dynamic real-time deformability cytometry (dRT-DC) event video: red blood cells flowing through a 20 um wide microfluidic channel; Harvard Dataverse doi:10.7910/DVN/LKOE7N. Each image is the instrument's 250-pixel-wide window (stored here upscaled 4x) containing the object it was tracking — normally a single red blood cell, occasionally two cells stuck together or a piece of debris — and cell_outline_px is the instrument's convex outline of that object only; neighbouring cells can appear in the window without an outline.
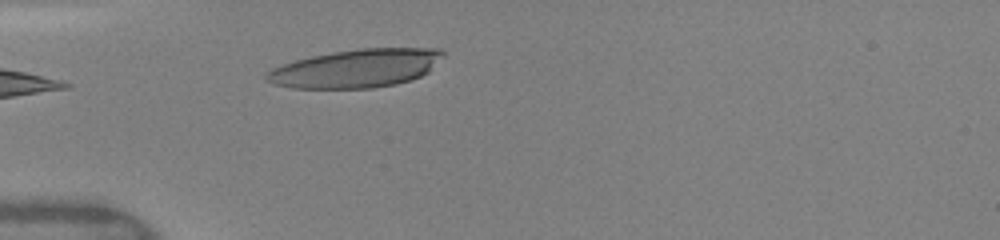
{"species": "human", "species_latin": "Homo sapiens", "temperature_condition": "warm", "stored_images_in_passage": 5, "camera_frame_rate_fps": 3000, "um_per_image_px": 0.085, "donor": {"sex": "female"}, "frame": {"image": 1, "passage_image": 1, "time_ms": 0.0, "image_size_px": [1000, 240], "cell_outline_px": [[444, 56], [428, 72], [412, 80], [396, 84], [372, 88], [292, 88], [272, 84], [264, 80], [264, 72], [272, 68], [296, 60], [312, 56], [332, 52], [360, 48], [440, 48], [444, 52]], "centroid_in_image_um": [30.25, 5.81], "position_along_channel_um": 54.7, "area_um2": 39.65}}
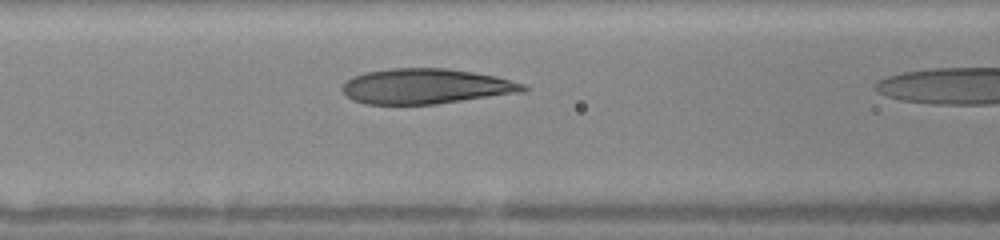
{"frame": {"image": 2, "passage_image": 4, "time_ms": 1.0, "image_size_px": [1000, 240], "cell_outline_px": [[528, 88], [524, 92], [436, 104], [364, 104], [352, 100], [344, 92], [344, 84], [352, 76], [364, 72], [392, 68], [448, 68], [476, 72], [496, 76], [524, 84]], "centroid_in_image_um": [36.23, 7.33], "position_along_channel_um": 130.4, "area_um2": 37.17}}